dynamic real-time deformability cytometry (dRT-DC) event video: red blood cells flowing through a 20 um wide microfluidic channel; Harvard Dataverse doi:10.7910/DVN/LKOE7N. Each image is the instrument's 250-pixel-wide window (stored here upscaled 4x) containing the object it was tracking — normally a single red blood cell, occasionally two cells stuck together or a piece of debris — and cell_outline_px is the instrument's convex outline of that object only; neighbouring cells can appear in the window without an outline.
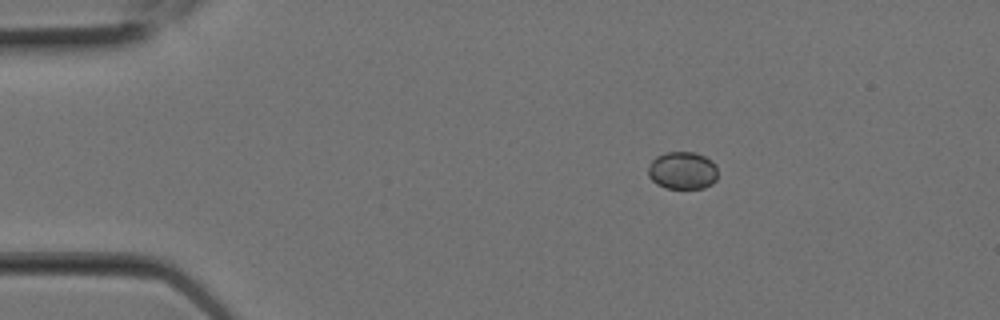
{"species": "Egyptian fruit bat (a non-hibernating species)", "species_latin": "Rousettus aegyptiacus", "temperature_condition": "room temperature", "stored_images_in_passage": 2, "camera_frame_rate_fps": 3000, "um_per_image_px": 0.085, "animal": {"sex": "female"}, "frame": {"image": 1, "passage_image": 1, "time_ms": 0.0, "image_size_px": [1000, 320], "cell_outline_px": [[716, 180], [712, 184], [704, 188], [664, 188], [656, 184], [648, 176], [648, 168], [652, 160], [656, 156], [664, 152], [696, 152], [712, 160], [716, 164]], "centroid_in_image_um": [58.0, 14.49], "position_along_channel_um": 27.0, "area_um2": 15.43}}
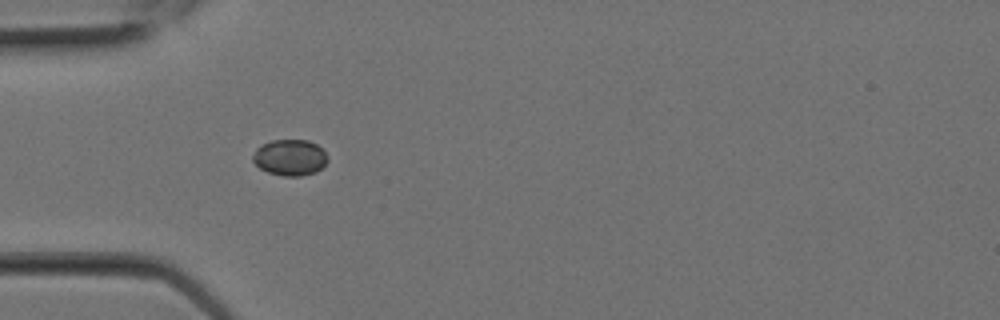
{"frame": {"image": 2, "passage_image": 2, "time_ms": 0.333, "image_size_px": [1000, 320], "cell_outline_px": [[328, 160], [316, 172], [300, 176], [284, 176], [268, 172], [260, 168], [252, 160], [252, 156], [256, 148], [260, 144], [272, 140], [308, 140], [316, 144], [328, 156]], "centroid_in_image_um": [24.62, 13.38], "position_along_channel_um": 60.4, "area_um2": 15.72}}